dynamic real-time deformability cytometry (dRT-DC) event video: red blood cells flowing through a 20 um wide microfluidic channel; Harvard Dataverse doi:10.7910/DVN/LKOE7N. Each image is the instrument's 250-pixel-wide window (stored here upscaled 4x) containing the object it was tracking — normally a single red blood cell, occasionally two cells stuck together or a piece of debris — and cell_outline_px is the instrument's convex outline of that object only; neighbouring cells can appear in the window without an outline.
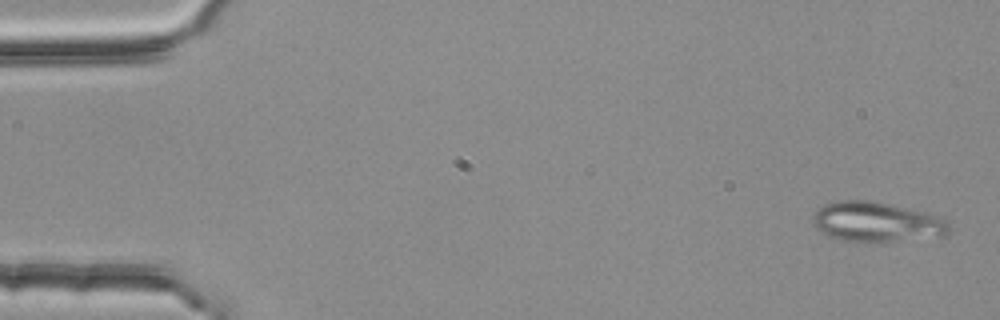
{"species": "common noctule bat (a hibernating species)", "species_latin": "Nyctalus noctula", "temperature_condition": "room temperature", "stored_images_in_passage": 4, "camera_frame_rate_fps": 3000, "um_per_image_px": 0.085, "animal": {"sex": "female", "body_mass_g": 25.1}, "frame": {"image": 1, "passage_image": 1, "time_ms": 0.0, "image_size_px": [1000, 320], "cell_outline_px": [[948, 232], [940, 236], [892, 240], [844, 240], [828, 236], [820, 232], [812, 224], [812, 216], [824, 204], [840, 200], [872, 200], [924, 212], [936, 216], [944, 220], [948, 224]], "centroid_in_image_um": [74.42, 18.83], "position_along_channel_um": 10.6, "area_um2": 30.75}}
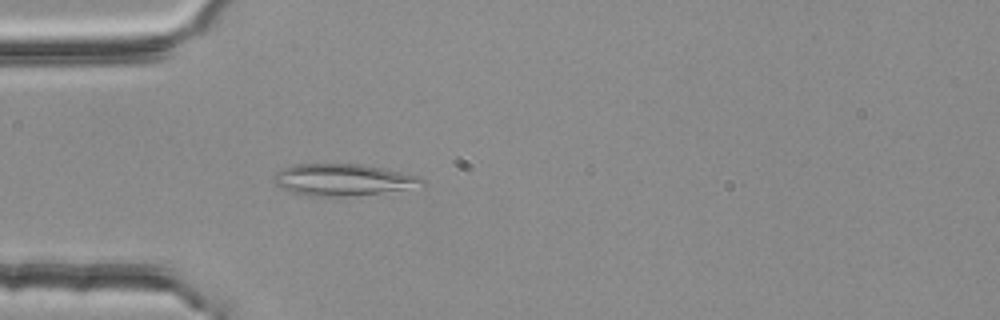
{"frame": {"image": 2, "passage_image": 4, "time_ms": 1.0, "image_size_px": [1000, 320], "cell_outline_px": [[424, 184], [380, 192], [340, 196], [308, 196], [292, 192], [276, 184], [272, 180], [272, 176], [276, 172], [284, 168], [296, 164], [360, 164], [384, 168], [420, 176], [424, 180]], "centroid_in_image_um": [29.08, 15.26], "position_along_channel_um": 55.9, "area_um2": 26.82}}